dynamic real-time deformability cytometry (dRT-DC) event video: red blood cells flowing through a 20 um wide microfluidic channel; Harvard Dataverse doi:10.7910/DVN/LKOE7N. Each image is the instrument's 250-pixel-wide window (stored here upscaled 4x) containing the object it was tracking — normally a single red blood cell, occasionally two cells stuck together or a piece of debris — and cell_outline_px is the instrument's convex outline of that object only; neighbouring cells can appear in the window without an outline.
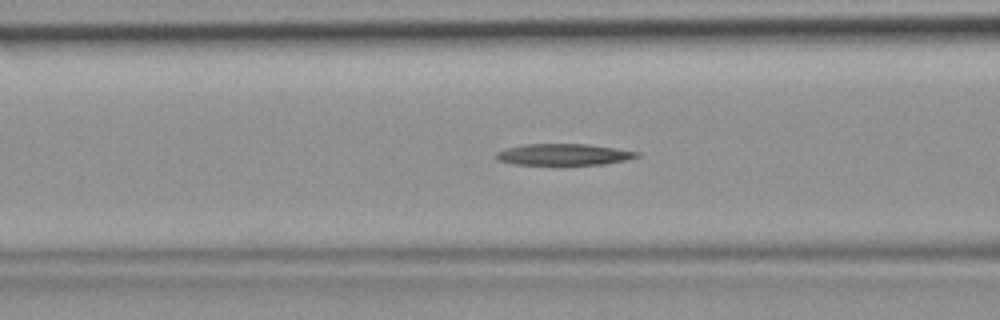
{"species": "common noctule bat (a hibernating species)", "species_latin": "Nyctalus noctula", "temperature_condition": "room temperature", "stored_images_in_passage": 41, "camera_frame_rate_fps": 3000, "um_per_image_px": 0.085, "animal": {"sex": "female", "body_mass_g": 19.9}, "frame": {"image": 1, "passage_image": 12, "time_ms": 3.667, "image_size_px": [1000, 320], "cell_outline_px": [[640, 156], [624, 160], [604, 164], [512, 164], [496, 160], [496, 152], [504, 148], [524, 144], [588, 144], [616, 148], [640, 152]], "centroid_in_image_um": [47.88, 13.12], "position_along_channel_um": 118.7, "area_um2": 17.51}}
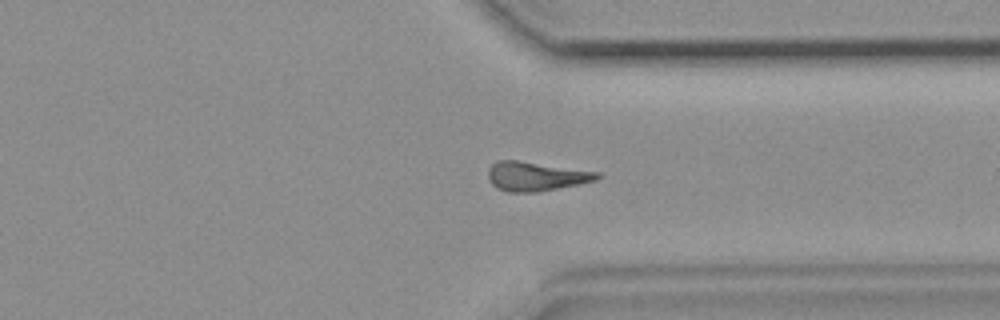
{"frame": {"image": 2, "passage_image": 29, "time_ms": 9.333, "image_size_px": [1000, 320], "cell_outline_px": [[600, 176], [596, 180], [580, 184], [536, 192], [508, 192], [496, 188], [492, 184], [488, 176], [488, 168], [496, 160], [516, 160], [600, 172]], "centroid_in_image_um": [45.53, 14.98], "position_along_channel_um": 365.9, "area_um2": 18.5}}
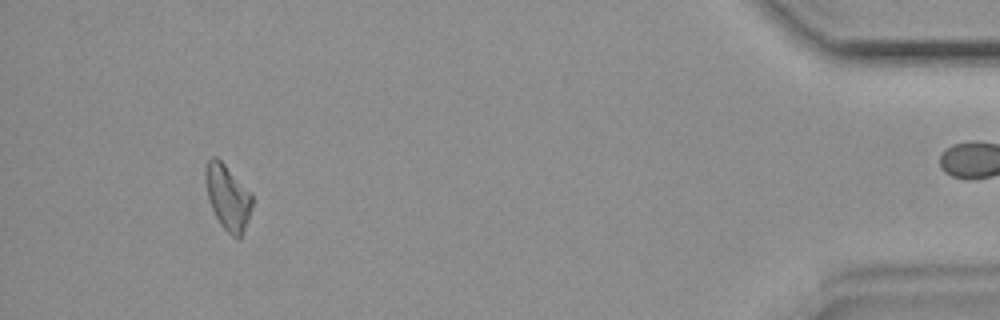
{"frame": {"image": 3, "passage_image": 37, "time_ms": 12.0, "image_size_px": [1000, 320], "cell_outline_px": [[252, 208], [248, 220], [240, 240], [236, 240], [220, 224], [208, 200], [204, 176], [204, 172], [208, 160], [212, 156], [216, 156], [252, 192]], "centroid_in_image_um": [19.36, 16.77], "position_along_channel_um": 415.8, "area_um2": 17.92}}